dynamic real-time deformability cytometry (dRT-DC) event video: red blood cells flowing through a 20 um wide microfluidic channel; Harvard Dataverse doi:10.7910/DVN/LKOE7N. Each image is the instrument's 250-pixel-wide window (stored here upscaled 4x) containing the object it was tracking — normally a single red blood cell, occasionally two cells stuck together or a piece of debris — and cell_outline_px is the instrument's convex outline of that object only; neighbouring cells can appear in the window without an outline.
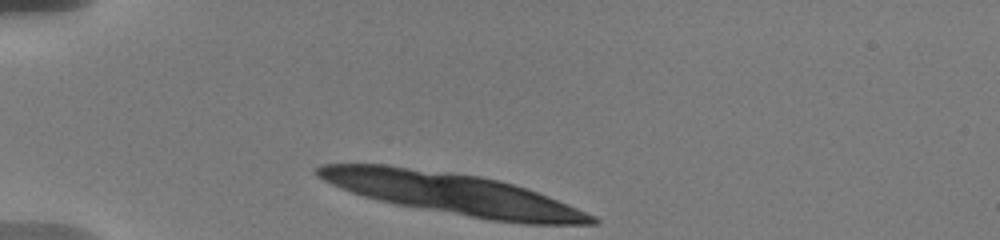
{"species": "human", "species_latin": "Homo sapiens", "temperature_condition": "warm", "stored_images_in_passage": 6, "camera_frame_rate_fps": 3000, "um_per_image_px": 0.085, "donor": {"sex": "male"}, "frame": {"image": 1, "passage_image": 1, "time_ms": 0.0, "image_size_px": [1000, 240], "cell_outline_px": [[600, 220], [596, 224], [524, 224], [488, 220], [396, 204], [364, 196], [340, 188], [316, 176], [316, 168], [320, 164], [388, 164], [480, 176], [500, 180], [548, 196], [568, 204], [596, 216]], "centroid_in_image_um": [38.5, 16.47], "position_along_channel_um": 46.5, "area_um2": 65.72}}